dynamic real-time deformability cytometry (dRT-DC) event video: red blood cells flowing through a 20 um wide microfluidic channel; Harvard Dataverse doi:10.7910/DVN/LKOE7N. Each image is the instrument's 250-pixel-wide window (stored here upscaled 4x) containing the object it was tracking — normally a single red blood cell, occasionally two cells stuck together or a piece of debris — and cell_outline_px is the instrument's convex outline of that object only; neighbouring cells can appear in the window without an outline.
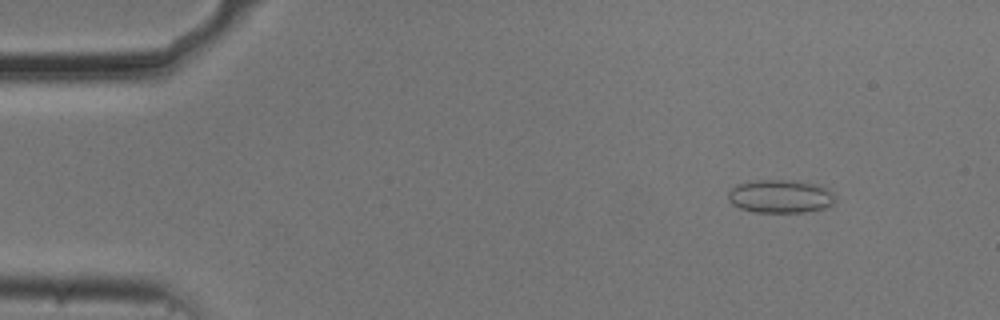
{"species": "common noctule bat (a hibernating species)", "species_latin": "Nyctalus noctula", "temperature_condition": "cold", "stored_images_in_passage": 53, "camera_frame_rate_fps": 3000, "um_per_image_px": 0.085, "animal": {"sex": "male", "body_mass_g": 20.5, "forearm_length_mm": 52.5}, "frame": {"image": 1, "passage_image": 5, "time_ms": 1.333, "image_size_px": [1000, 320], "cell_outline_px": [[836, 200], [832, 204], [824, 208], [804, 212], [756, 212], [740, 208], [732, 204], [728, 200], [728, 192], [736, 184], [756, 180], [796, 180], [820, 184], [832, 192], [836, 196]], "centroid_in_image_um": [66.35, 16.67], "position_along_channel_um": 18.7, "area_um2": 20.98}}
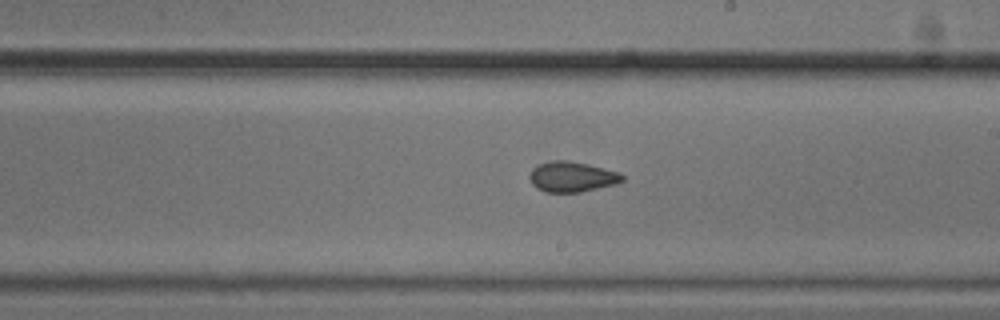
{"frame": {"image": 2, "passage_image": 30, "time_ms": 9.667, "image_size_px": [1000, 320], "cell_outline_px": [[624, 180], [616, 184], [580, 192], [544, 192], [536, 188], [532, 184], [528, 176], [532, 168], [536, 164], [552, 160], [568, 160], [588, 164], [620, 172], [624, 176]], "centroid_in_image_um": [48.59, 15.02], "position_along_channel_um": 240.4, "area_um2": 16.65}}
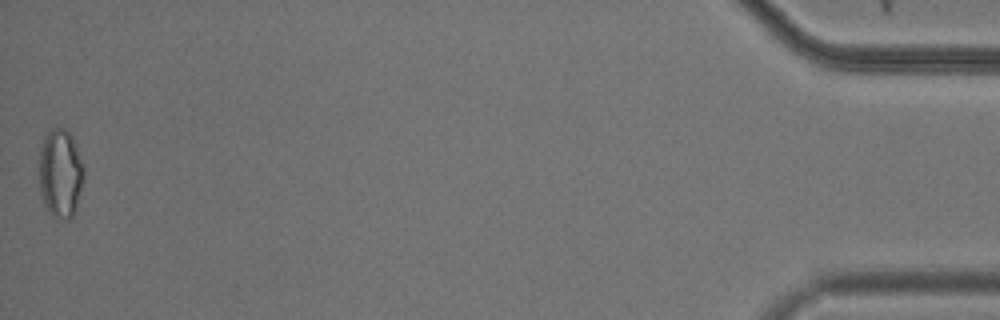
{"frame": {"image": 3, "passage_image": 53, "time_ms": 17.333, "image_size_px": [1000, 320], "cell_outline_px": [[84, 176], [76, 208], [72, 216], [68, 220], [64, 220], [52, 216], [48, 212], [44, 204], [40, 192], [40, 148], [44, 136], [48, 128], [64, 128], [72, 136], [84, 164]], "centroid_in_image_um": [5.14, 14.72], "position_along_channel_um": 430.1, "area_um2": 23.35}, "authors_computed_cell_mechanics": {"area_um2": 17.5712, "velocity_mm_per_s": 3.7114, "shape_relaxation_time_tau1_ms": null, "shape_relaxation_time_tau2_ms": 1.6434, "deformation_change_tau1": null, "deformation_change_tau2": 0.0631}}